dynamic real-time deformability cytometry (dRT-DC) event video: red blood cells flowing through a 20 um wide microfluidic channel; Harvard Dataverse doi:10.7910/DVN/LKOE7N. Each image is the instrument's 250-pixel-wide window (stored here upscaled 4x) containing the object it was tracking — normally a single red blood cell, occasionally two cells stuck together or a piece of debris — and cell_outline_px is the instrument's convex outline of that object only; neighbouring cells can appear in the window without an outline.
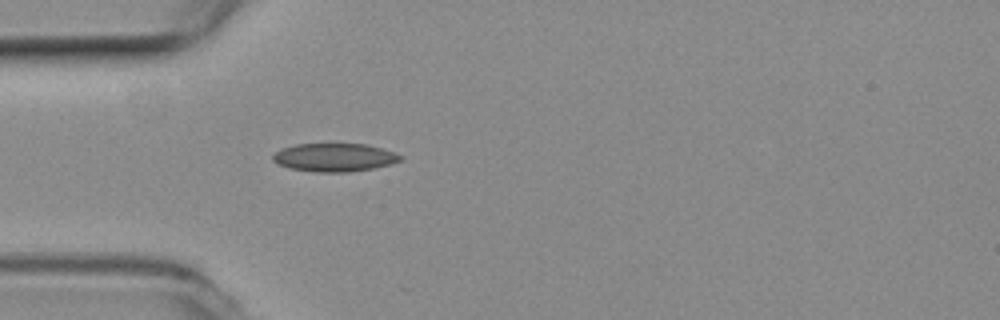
{"species": "common noctule bat (a hibernating species)", "species_latin": "Nyctalus noctula", "temperature_condition": "room temperature", "stored_images_in_passage": 3, "camera_frame_rate_fps": 3000, "um_per_image_px": 0.085, "animal": {"sex": "female", "body_mass_g": 19.3, "forearm_length_mm": 54.1}, "frame": {"image": 1, "passage_image": 1, "time_ms": 0.0, "image_size_px": [1000, 320], "cell_outline_px": [[404, 156], [400, 160], [392, 164], [372, 168], [348, 172], [316, 172], [288, 168], [276, 164], [272, 160], [272, 156], [280, 148], [296, 144], [364, 144], [380, 148]], "centroid_in_image_um": [28.37, 13.38], "position_along_channel_um": 56.6, "area_um2": 20.98}}